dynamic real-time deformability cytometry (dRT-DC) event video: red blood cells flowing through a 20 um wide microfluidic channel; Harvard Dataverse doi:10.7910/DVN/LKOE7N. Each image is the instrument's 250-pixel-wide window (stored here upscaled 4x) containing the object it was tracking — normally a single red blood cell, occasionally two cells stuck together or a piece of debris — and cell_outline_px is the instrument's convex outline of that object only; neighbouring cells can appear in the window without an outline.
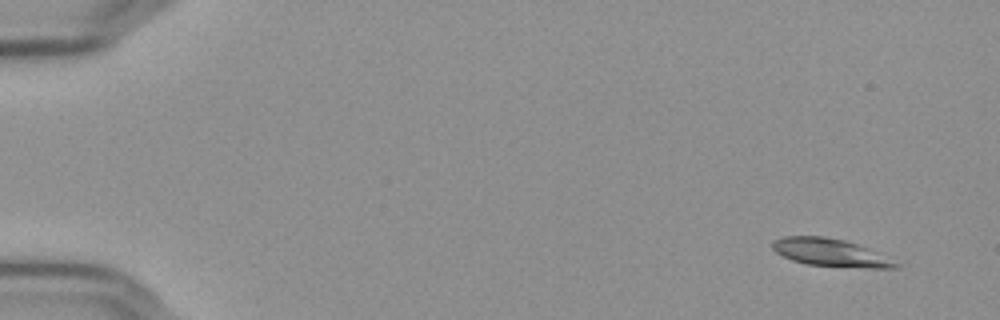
{"species": "Egyptian fruit bat (a non-hibernating species)", "species_latin": "Rousettus aegyptiacus", "temperature_condition": "cold", "stored_images_in_passage": 5, "camera_frame_rate_fps": 3000, "um_per_image_px": 0.085, "frame": {"image": 1, "passage_image": 1, "time_ms": 0.0, "image_size_px": [1000, 320], "cell_outline_px": [[900, 264], [896, 268], [868, 268], [808, 264], [792, 260], [776, 252], [772, 248], [772, 244], [776, 240], [784, 236], [824, 236], [844, 240], [856, 244], [876, 252]], "centroid_in_image_um": [70.57, 21.46], "position_along_channel_um": 14.4, "area_um2": 19.42}}
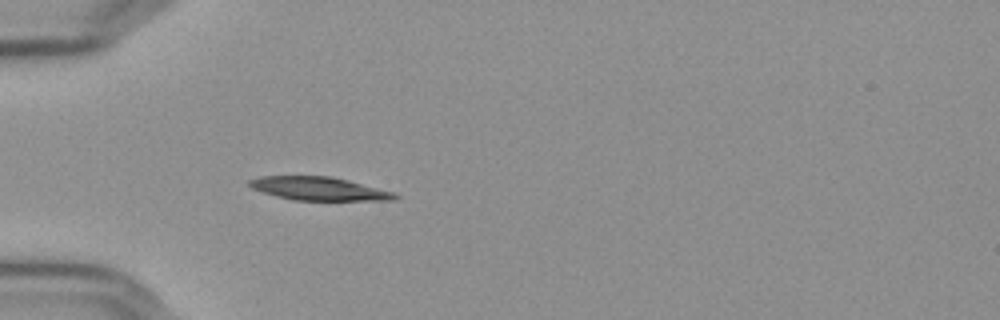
{"frame": {"image": 2, "passage_image": 5, "time_ms": 1.333, "image_size_px": [1000, 320], "cell_outline_px": [[400, 196], [396, 200], [292, 200], [276, 196], [252, 188], [248, 184], [248, 180], [260, 176], [332, 176], [396, 192]], "centroid_in_image_um": [27.15, 16.03], "position_along_channel_um": 57.9, "area_um2": 19.88}}